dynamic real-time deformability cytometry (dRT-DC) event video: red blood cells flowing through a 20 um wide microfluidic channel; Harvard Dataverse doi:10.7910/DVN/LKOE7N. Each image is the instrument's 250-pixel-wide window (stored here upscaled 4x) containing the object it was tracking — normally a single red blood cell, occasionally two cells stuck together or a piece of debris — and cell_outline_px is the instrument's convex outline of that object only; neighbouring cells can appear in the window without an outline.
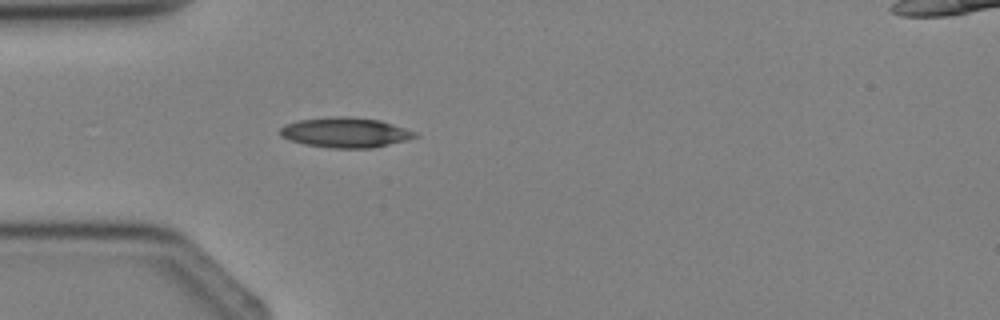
{"species": "Egyptian fruit bat (a non-hibernating species)", "species_latin": "Rousettus aegyptiacus", "temperature_condition": "cold", "stored_images_in_passage": 3, "camera_frame_rate_fps": 3000, "um_per_image_px": 0.085, "animal": {"sex": "female"}, "frame": {"image": 1, "passage_image": 3, "time_ms": 2.333, "image_size_px": [1000, 320], "cell_outline_px": [[420, 136], [408, 140], [372, 148], [332, 148], [304, 144], [280, 136], [280, 128], [284, 124], [296, 120], [328, 116], [348, 116], [380, 120], [416, 132]], "centroid_in_image_um": [29.35, 11.25], "position_along_channel_um": 55.7, "area_um2": 23.81}}